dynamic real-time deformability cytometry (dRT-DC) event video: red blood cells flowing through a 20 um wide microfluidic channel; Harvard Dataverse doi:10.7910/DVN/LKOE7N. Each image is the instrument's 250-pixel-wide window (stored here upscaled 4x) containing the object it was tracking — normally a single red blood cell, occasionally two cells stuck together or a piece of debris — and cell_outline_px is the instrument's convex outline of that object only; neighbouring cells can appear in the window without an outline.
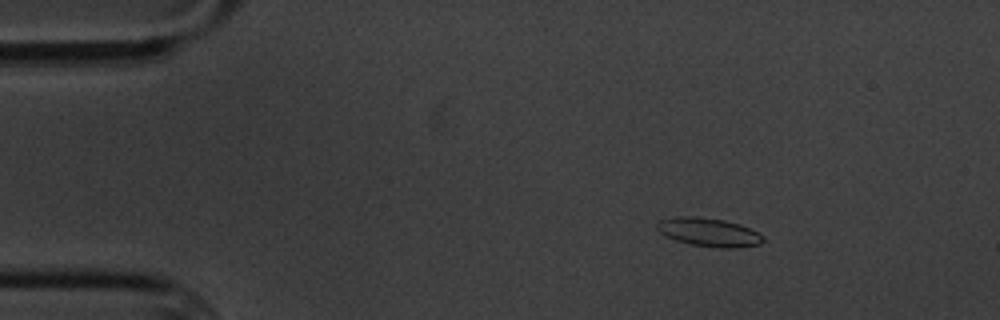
{"species": "common noctule bat (a hibernating species)", "species_latin": "Nyctalus noctula", "temperature_condition": "cold", "stored_images_in_passage": 13, "camera_frame_rate_fps": 3000, "um_per_image_px": 0.085, "animal": {"sex": "male", "body_mass_g": 20.1, "forearm_length_mm": 53.5}, "frame": {"image": 1, "passage_image": 3, "time_ms": 2.333, "image_size_px": [1000, 320], "cell_outline_px": [[764, 240], [760, 244], [740, 248], [720, 248], [688, 244], [664, 236], [656, 228], [656, 224], [660, 220], [676, 216], [696, 216], [724, 220], [740, 224], [760, 232], [764, 236]], "centroid_in_image_um": [60.27, 19.74], "position_along_channel_um": 24.7, "area_um2": 17.98}}
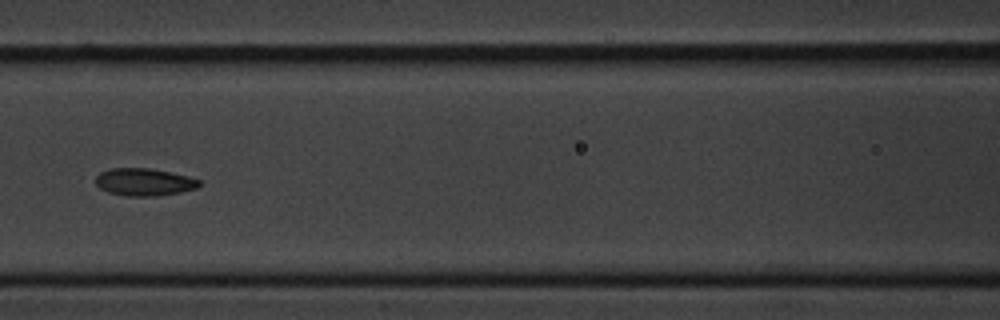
{"frame": {"image": 2, "passage_image": 7, "time_ms": 8.0, "image_size_px": [1000, 320], "cell_outline_px": [[200, 184], [196, 188], [180, 192], [156, 196], [128, 196], [108, 192], [100, 188], [96, 184], [96, 176], [100, 172], [108, 168], [152, 168], [188, 176], [200, 180]], "centroid_in_image_um": [12.24, 15.46], "position_along_channel_um": 154.4, "area_um2": 16.59}}
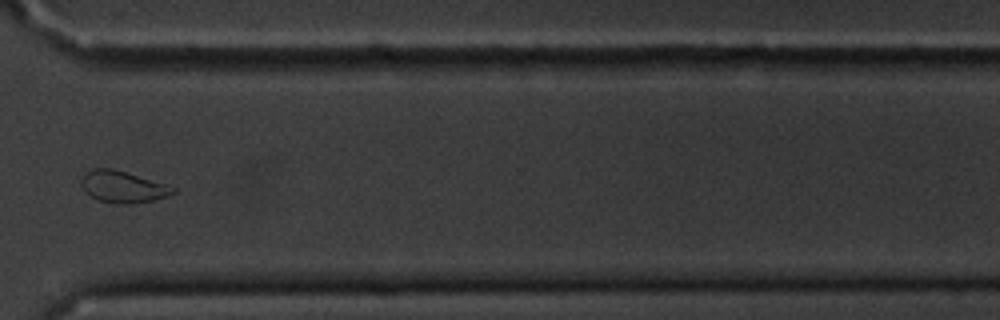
{"frame": {"image": 3, "passage_image": 12, "time_ms": 14.0, "image_size_px": [1000, 320], "cell_outline_px": [[176, 192], [168, 196], [152, 200], [132, 204], [116, 204], [100, 200], [92, 196], [84, 188], [84, 172], [92, 168], [112, 168], [164, 184], [176, 188]], "centroid_in_image_um": [10.47, 15.88], "position_along_channel_um": 360.1, "area_um2": 16.42}, "authors_computed_cell_mechanics": {"area_um2": 16.6464, "velocity_mm_per_s": 3.4438, "shape_relaxation_time_tau1_ms": 10.3996, "shape_relaxation_time_tau2_ms": 5.5301, "deformation_change_tau1": 0.2079, "deformation_change_tau2": 0.0954}}